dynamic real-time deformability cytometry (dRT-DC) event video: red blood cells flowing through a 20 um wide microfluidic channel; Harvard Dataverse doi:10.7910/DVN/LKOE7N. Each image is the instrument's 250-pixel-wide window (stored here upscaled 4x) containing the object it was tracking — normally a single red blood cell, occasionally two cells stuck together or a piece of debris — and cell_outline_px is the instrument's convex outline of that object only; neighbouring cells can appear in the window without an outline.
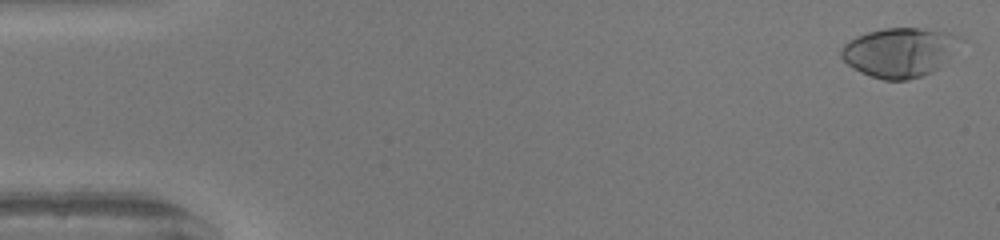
{"species": "human", "species_latin": "Homo sapiens", "temperature_condition": "warm", "stored_images_in_passage": 50, "camera_frame_rate_fps": 3000, "um_per_image_px": 0.085, "donor": {"sex": "female"}, "frame": {"image": 1, "passage_image": 1, "time_ms": 0.0, "image_size_px": [1000, 240], "cell_outline_px": [[964, 40], [932, 72], [908, 80], [884, 80], [860, 72], [852, 68], [840, 56], [840, 48], [848, 40], [856, 36], [868, 32], [884, 28], [924, 28], [948, 32], [960, 36]], "centroid_in_image_um": [76.42, 4.43], "position_along_channel_um": 8.6, "area_um2": 34.1}}
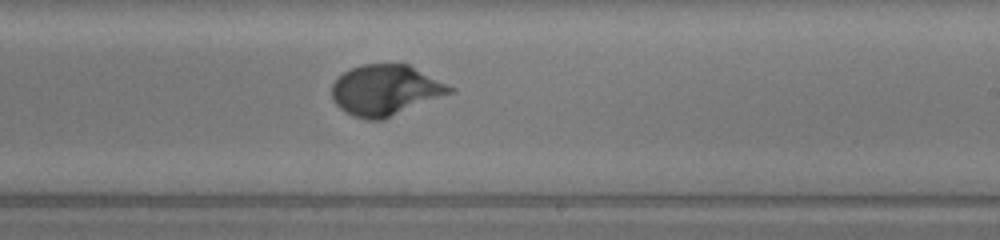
{"frame": {"image": 2, "passage_image": 30, "time_ms": 9.667, "image_size_px": [1000, 240], "cell_outline_px": [[456, 92], [380, 120], [368, 120], [352, 116], [340, 108], [332, 100], [332, 84], [344, 72], [360, 64], [408, 64], [456, 88]], "centroid_in_image_um": [32.79, 7.66], "position_along_channel_um": 256.2, "area_um2": 34.8}}
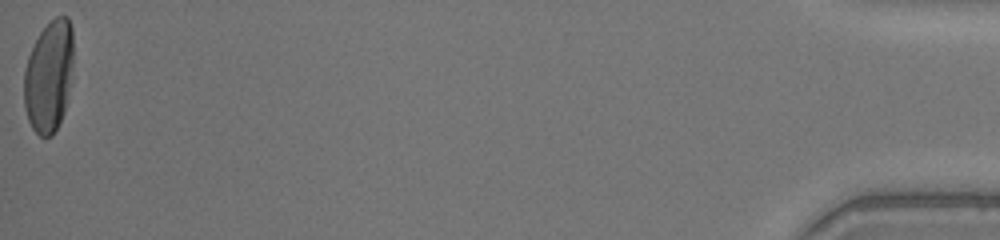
{"frame": {"image": 3, "passage_image": 50, "time_ms": 16.333, "image_size_px": [1000, 240], "cell_outline_px": [[72, 68], [64, 112], [52, 136], [40, 136], [32, 128], [28, 120], [24, 108], [24, 72], [28, 56], [40, 32], [56, 16], [68, 16], [72, 28]], "centroid_in_image_um": [4.14, 6.48], "position_along_channel_um": 431.1, "area_um2": 31.79}, "authors_computed_cell_mechanics": {"area_um2": 32.5992, "velocity_mm_per_s": 4.16, "shape_relaxation_time_tau1_ms": 3.3367, "shape_relaxation_time_tau2_ms": null, "deformation_change_tau1": 0.2043, "deformation_change_tau2": null}}